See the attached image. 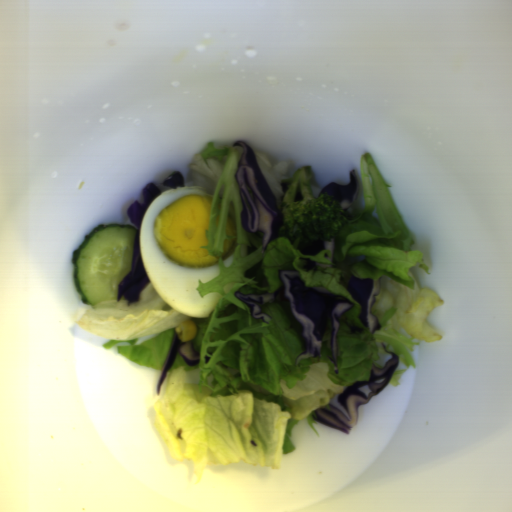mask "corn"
Wrapping results in <instances>:
<instances>
[{
    "mask_svg": "<svg viewBox=\"0 0 512 512\" xmlns=\"http://www.w3.org/2000/svg\"><path fill=\"white\" fill-rule=\"evenodd\" d=\"M174 331L176 332L178 339L184 343L191 341L197 336V326L195 321L188 319L180 322Z\"/></svg>",
    "mask_w": 512,
    "mask_h": 512,
    "instance_id": "obj_1",
    "label": "corn"
}]
</instances>
